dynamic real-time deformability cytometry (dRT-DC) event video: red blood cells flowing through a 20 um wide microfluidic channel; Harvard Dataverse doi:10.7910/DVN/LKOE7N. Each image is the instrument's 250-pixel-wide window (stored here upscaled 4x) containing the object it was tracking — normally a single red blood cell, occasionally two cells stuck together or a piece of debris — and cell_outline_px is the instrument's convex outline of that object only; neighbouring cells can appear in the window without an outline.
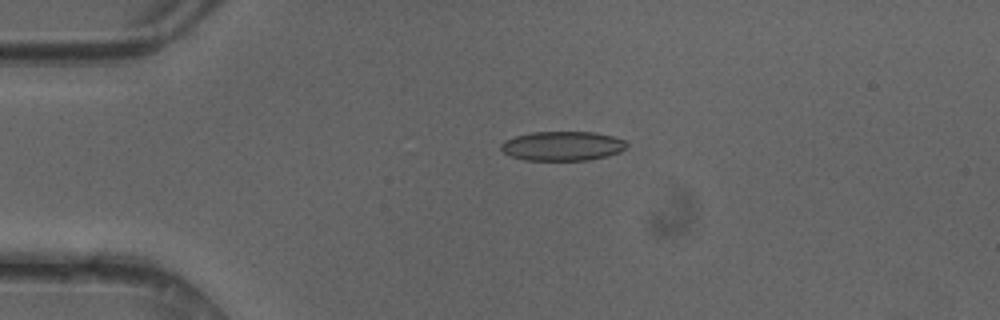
{"species": "common noctule bat (a hibernating species)", "species_latin": "Nyctalus noctula", "temperature_condition": "cold", "stored_images_in_passage": 49, "camera_frame_rate_fps": 3000, "um_per_image_px": 0.085, "animal": {"sex": "female"}, "frame": {"image": 1, "passage_image": 11, "time_ms": 3.333, "image_size_px": [1000, 320], "cell_outline_px": [[628, 144], [620, 152], [588, 160], [524, 160], [512, 156], [504, 152], [500, 148], [500, 144], [504, 140], [516, 136], [532, 132], [592, 132], [612, 136], [624, 140]], "centroid_in_image_um": [47.78, 12.4], "position_along_channel_um": 37.2, "area_um2": 21.33}}
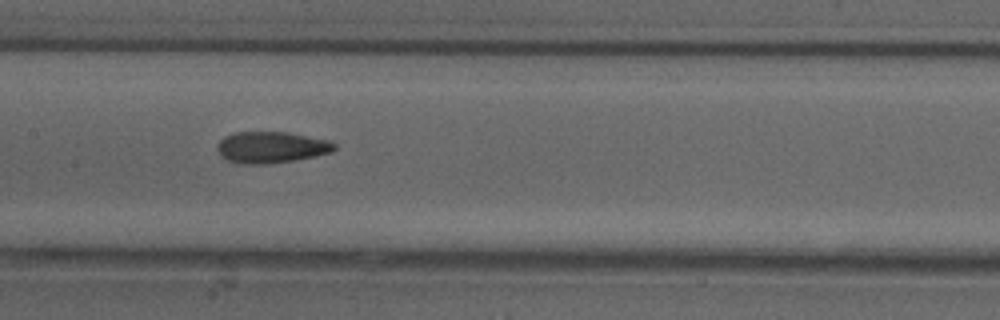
{"frame": {"image": 2, "passage_image": 24, "time_ms": 7.667, "image_size_px": [1000, 320], "cell_outline_px": [[336, 148], [332, 152], [316, 156], [268, 164], [240, 164], [228, 160], [220, 156], [216, 148], [216, 144], [224, 136], [236, 132], [288, 132], [328, 140], [336, 144]], "centroid_in_image_um": [23.03, 12.52], "position_along_channel_um": 184.4, "area_um2": 21.56}}
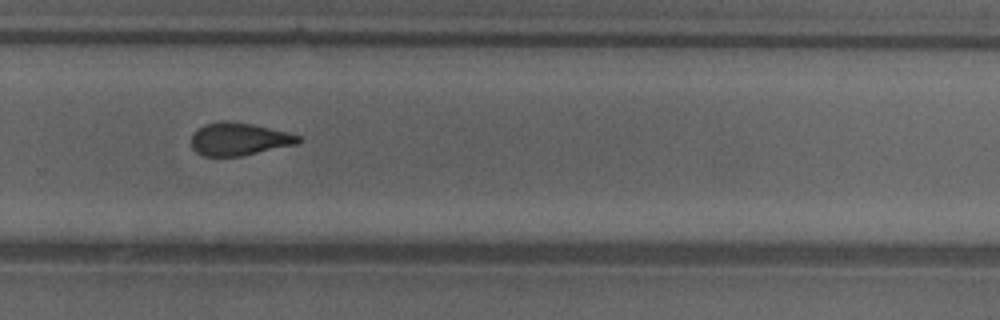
{"frame": {"image": 3, "passage_image": 33, "time_ms": 10.667, "image_size_px": [1000, 320], "cell_outline_px": [[304, 140], [296, 144], [240, 156], [204, 156], [196, 152], [192, 148], [192, 132], [204, 124], [224, 120], [252, 124], [288, 132], [300, 136]], "centroid_in_image_um": [20.3, 11.81], "position_along_channel_um": 309.5, "area_um2": 20.4}, "authors_computed_cell_mechanics": {"area_um2": 21.097, "velocity_mm_per_s": 4.1975, "shape_relaxation_time_tau1_ms": 5.8762, "shape_relaxation_time_tau2_ms": 2.7586, "deformation_change_tau1": 0.1509, "deformation_change_tau2": 0.0919}}